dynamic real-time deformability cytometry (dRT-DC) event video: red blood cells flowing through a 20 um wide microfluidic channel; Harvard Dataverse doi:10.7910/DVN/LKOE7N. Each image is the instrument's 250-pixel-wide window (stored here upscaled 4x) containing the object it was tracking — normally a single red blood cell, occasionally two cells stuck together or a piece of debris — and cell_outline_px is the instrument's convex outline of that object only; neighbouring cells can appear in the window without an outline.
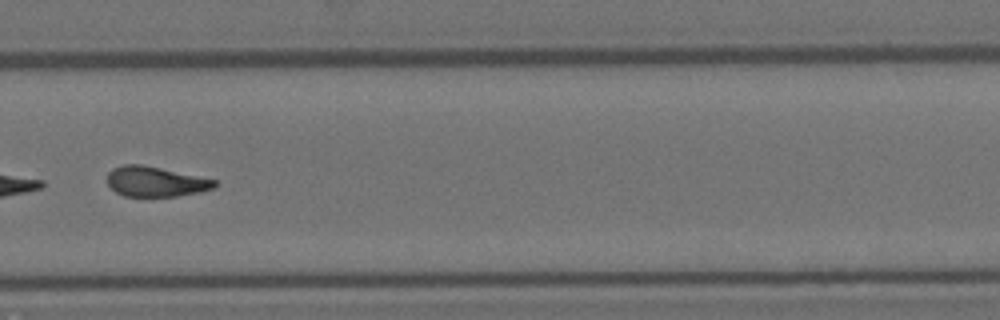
{"species": "Egyptian fruit bat (a non-hibernating species)", "species_latin": "Rousettus aegyptiacus", "temperature_condition": "room temperature", "stored_images_in_passage": 50, "camera_frame_rate_fps": 3000, "um_per_image_px": 0.085, "animal": {"sex": "female"}, "frame": {"image": 1, "passage_image": 35, "time_ms": 11.333, "image_size_px": [1000, 320], "cell_outline_px": [[220, 184], [216, 188], [200, 192], [176, 196], [124, 196], [116, 192], [108, 184], [108, 172], [112, 168], [124, 164], [140, 164], [160, 168], [216, 180]], "centroid_in_image_um": [13.24, 15.44], "position_along_channel_um": 316.6, "area_um2": 18.79}, "authors_computed_cell_mechanics": {"area_um2": 20.6635, "velocity_mm_per_s": 4.0337, "shape_relaxation_time_tau1_ms": null, "shape_relaxation_time_tau2_ms": 4.0587, "deformation_change_tau1": null, "deformation_change_tau2": 0.135}}